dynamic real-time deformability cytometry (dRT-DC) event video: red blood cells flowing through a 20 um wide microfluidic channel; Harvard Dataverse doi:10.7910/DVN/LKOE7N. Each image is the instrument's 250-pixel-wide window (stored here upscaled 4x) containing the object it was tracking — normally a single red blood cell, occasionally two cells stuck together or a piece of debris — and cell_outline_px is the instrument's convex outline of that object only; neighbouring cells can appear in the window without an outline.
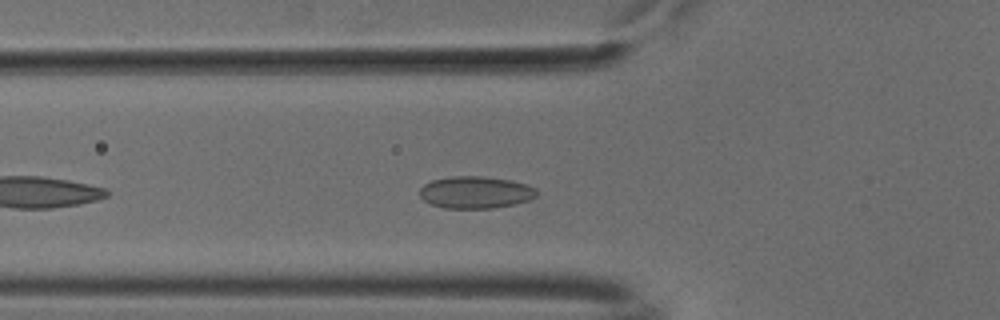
{"species": "common noctule bat (a hibernating species)", "species_latin": "Nyctalus noctula", "temperature_condition": "cold", "stored_images_in_passage": 42, "camera_frame_rate_fps": 3000, "um_per_image_px": 0.085, "animal": {"sex": "male", "body_mass_g": 18.8}, "frame": {"image": 1, "passage_image": 7, "time_ms": 2.0, "image_size_px": [1000, 320], "cell_outline_px": [[536, 196], [528, 200], [516, 204], [492, 208], [444, 208], [432, 204], [424, 200], [420, 196], [420, 188], [424, 184], [432, 180], [452, 176], [484, 176], [512, 180], [536, 188]], "centroid_in_image_um": [40.41, 16.34], "position_along_channel_um": 85.4, "area_um2": 21.85}}
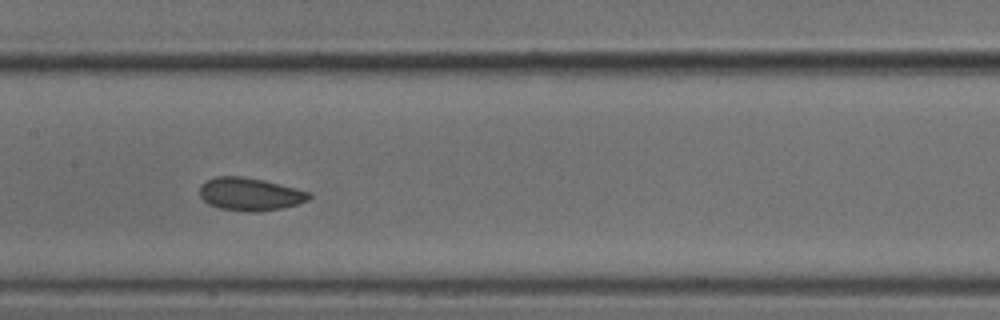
{"frame": {"image": 2, "passage_image": 15, "time_ms": 4.667, "image_size_px": [1000, 320], "cell_outline_px": [[312, 196], [308, 200], [296, 204], [280, 208], [256, 212], [248, 212], [220, 208], [208, 204], [200, 196], [200, 184], [216, 176], [240, 176], [264, 180], [312, 192]], "centroid_in_image_um": [21.25, 16.5], "position_along_channel_um": 186.1, "area_um2": 20.92}}
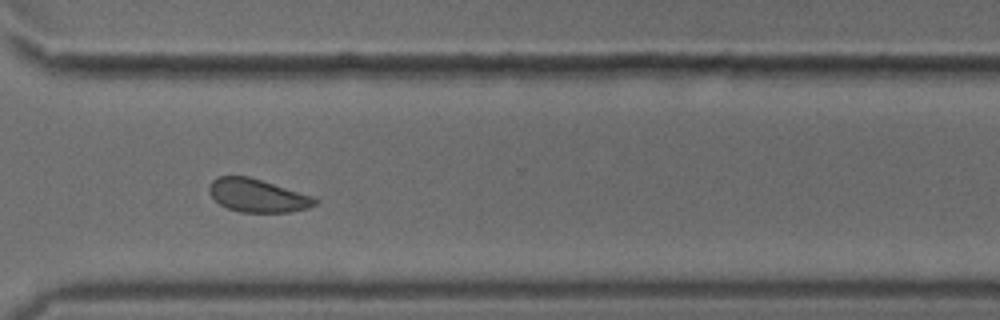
{"frame": {"image": 3, "passage_image": 28, "time_ms": 9.0, "image_size_px": [1000, 320], "cell_outline_px": [[320, 200], [316, 204], [308, 208], [292, 212], [240, 212], [228, 208], [220, 204], [208, 192], [208, 184], [216, 176], [248, 176], [312, 196]], "centroid_in_image_um": [21.87, 16.62], "position_along_channel_um": 348.7, "area_um2": 20.4}, "authors_computed_cell_mechanics": {"area_um2": 20.9814, "velocity_mm_per_s": 3.7581, "shape_relaxation_time_tau1_ms": null, "shape_relaxation_time_tau2_ms": 3.2928, "deformation_change_tau1": null, "deformation_change_tau2": 0.0638}}